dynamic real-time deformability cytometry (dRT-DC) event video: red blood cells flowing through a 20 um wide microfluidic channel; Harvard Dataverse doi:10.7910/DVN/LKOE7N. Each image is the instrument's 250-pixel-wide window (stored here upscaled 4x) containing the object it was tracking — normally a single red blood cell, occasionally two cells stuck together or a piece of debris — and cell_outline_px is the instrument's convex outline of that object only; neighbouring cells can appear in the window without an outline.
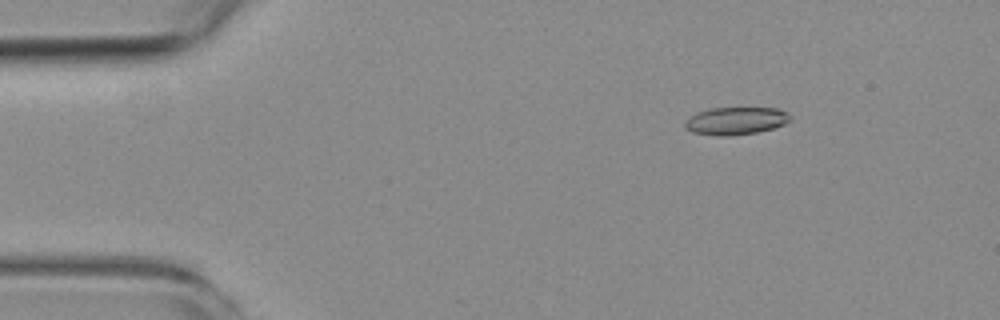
{"species": "common noctule bat (a hibernating species)", "species_latin": "Nyctalus noctula", "temperature_condition": "room temperature", "stored_images_in_passage": 6, "camera_frame_rate_fps": 3000, "um_per_image_px": 0.085, "animal": {"sex": "female", "body_mass_g": 19.3, "forearm_length_mm": 54.1}, "frame": {"image": 1, "passage_image": 3, "time_ms": 2.333, "image_size_px": [1000, 320], "cell_outline_px": [[792, 116], [784, 124], [772, 128], [756, 132], [732, 136], [716, 136], [692, 132], [684, 128], [684, 120], [700, 112], [712, 108], [776, 108], [788, 112]], "centroid_in_image_um": [62.53, 10.28], "position_along_channel_um": 22.5, "area_um2": 16.88}}
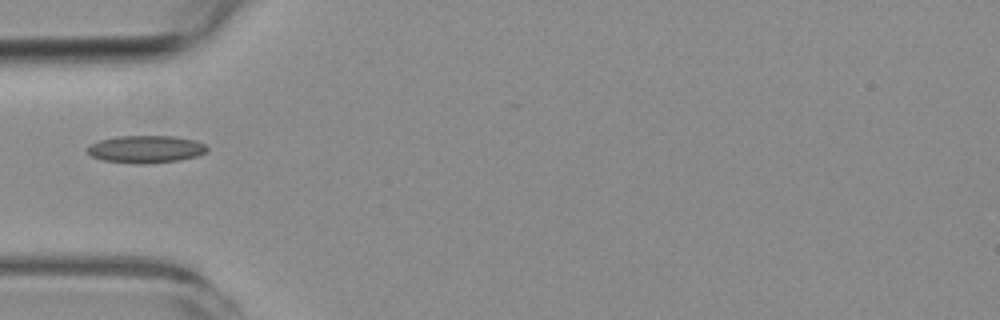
{"frame": {"image": 2, "passage_image": 5, "time_ms": 5.667, "image_size_px": [1000, 320], "cell_outline_px": [[208, 148], [204, 152], [196, 156], [180, 160], [144, 164], [136, 164], [104, 160], [92, 156], [84, 148], [100, 140], [120, 136], [176, 136], [196, 140], [204, 144]], "centroid_in_image_um": [12.4, 12.68], "position_along_channel_um": 72.6, "area_um2": 19.07}}
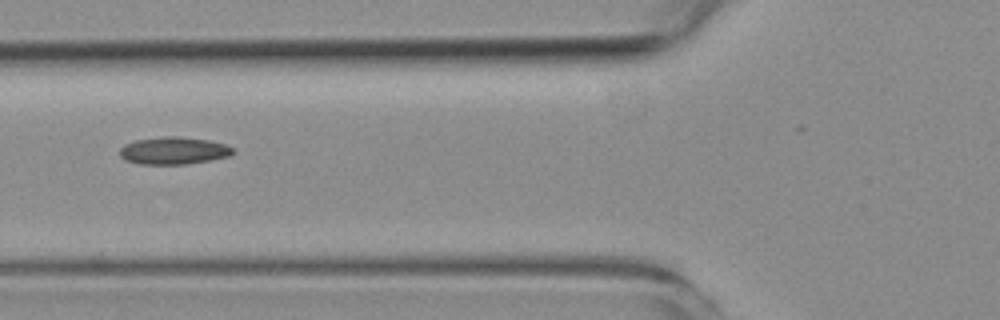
{"frame": {"image": 3, "passage_image": 6, "time_ms": 6.667, "image_size_px": [1000, 320], "cell_outline_px": [[236, 152], [228, 156], [208, 160], [184, 164], [140, 164], [124, 160], [120, 156], [120, 148], [124, 144], [136, 140], [168, 136], [176, 136], [208, 140], [224, 144], [236, 148]], "centroid_in_image_um": [14.76, 12.8], "position_along_channel_um": 111.0, "area_um2": 17.98}}